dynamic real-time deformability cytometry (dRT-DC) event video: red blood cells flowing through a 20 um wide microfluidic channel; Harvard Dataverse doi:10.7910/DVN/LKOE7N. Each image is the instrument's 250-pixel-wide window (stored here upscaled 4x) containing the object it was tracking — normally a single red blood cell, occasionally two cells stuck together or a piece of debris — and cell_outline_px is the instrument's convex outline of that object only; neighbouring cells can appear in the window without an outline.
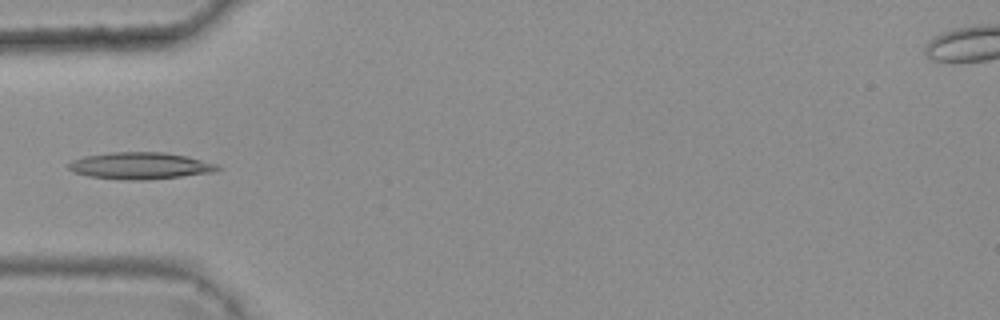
{"species": "common noctule bat (a hibernating species)", "species_latin": "Nyctalus noctula", "temperature_condition": "warm", "stored_images_in_passage": 4, "camera_frame_rate_fps": 3000, "um_per_image_px": 0.085, "animal": {"sex": "female", "body_mass_g": 25.1}, "frame": {"image": 1, "passage_image": 4, "time_ms": 1.0, "image_size_px": [1000, 320], "cell_outline_px": [[224, 168], [216, 172], [148, 180], [128, 180], [88, 176], [72, 172], [68, 168], [68, 164], [72, 160], [84, 156], [112, 152], [164, 152], [188, 156], [216, 164]], "centroid_in_image_um": [11.94, 14.09], "position_along_channel_um": 73.1, "area_um2": 23.47}}